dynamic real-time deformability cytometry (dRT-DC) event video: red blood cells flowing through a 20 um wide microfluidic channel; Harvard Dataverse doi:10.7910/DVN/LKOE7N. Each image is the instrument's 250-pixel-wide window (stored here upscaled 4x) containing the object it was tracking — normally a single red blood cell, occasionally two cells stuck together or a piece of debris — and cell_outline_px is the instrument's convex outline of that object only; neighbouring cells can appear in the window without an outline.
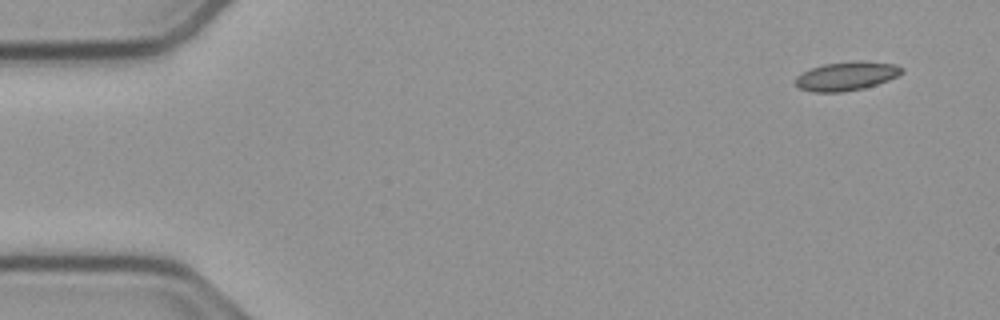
{"species": "common noctule bat (a hibernating species)", "species_latin": "Nyctalus noctula", "temperature_condition": "cold", "stored_images_in_passage": 52, "camera_frame_rate_fps": 3000, "um_per_image_px": 0.085, "animal": {"sex": "male", "body_mass_g": 23.1, "forearm_length_mm": 52.7}, "frame": {"image": 1, "passage_image": 1, "time_ms": 0.0, "image_size_px": [1000, 320], "cell_outline_px": [[904, 72], [888, 80], [864, 88], [840, 92], [812, 92], [800, 88], [796, 84], [796, 76], [812, 68], [824, 64], [852, 60], [864, 60], [896, 64], [904, 68]], "centroid_in_image_um": [71.99, 6.45], "position_along_channel_um": 13.0, "area_um2": 17.92}}
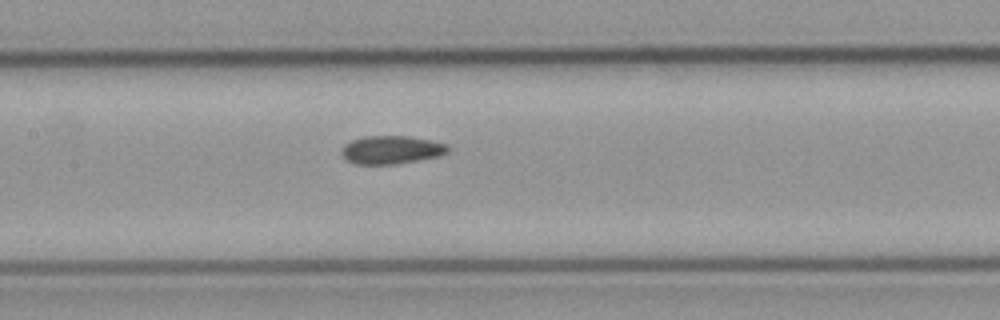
{"frame": {"image": 2, "passage_image": 23, "time_ms": 7.333, "image_size_px": [1000, 320], "cell_outline_px": [[448, 152], [440, 156], [396, 164], [356, 164], [348, 160], [340, 152], [344, 144], [352, 140], [364, 136], [408, 136], [448, 144]], "centroid_in_image_um": [33.26, 12.73], "position_along_channel_um": 174.1, "area_um2": 17.4}}
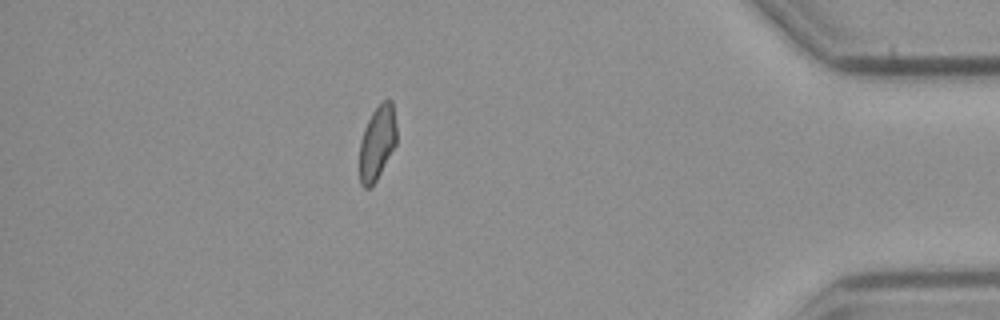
{"frame": {"image": 3, "passage_image": 45, "time_ms": 14.667, "image_size_px": [1000, 320], "cell_outline_px": [[396, 144], [376, 180], [368, 188], [364, 188], [360, 184], [360, 140], [364, 128], [372, 112], [384, 100], [392, 100], [396, 124]], "centroid_in_image_um": [32.06, 12.12], "position_along_channel_um": 403.1, "area_um2": 15.84}, "authors_computed_cell_mechanics": {"area_um2": 17.3978, "velocity_mm_per_s": 3.7769, "shape_relaxation_time_tau1_ms": null, "shape_relaxation_time_tau2_ms": 2.5266, "deformation_change_tau1": null, "deformation_change_tau2": 0.0891}}